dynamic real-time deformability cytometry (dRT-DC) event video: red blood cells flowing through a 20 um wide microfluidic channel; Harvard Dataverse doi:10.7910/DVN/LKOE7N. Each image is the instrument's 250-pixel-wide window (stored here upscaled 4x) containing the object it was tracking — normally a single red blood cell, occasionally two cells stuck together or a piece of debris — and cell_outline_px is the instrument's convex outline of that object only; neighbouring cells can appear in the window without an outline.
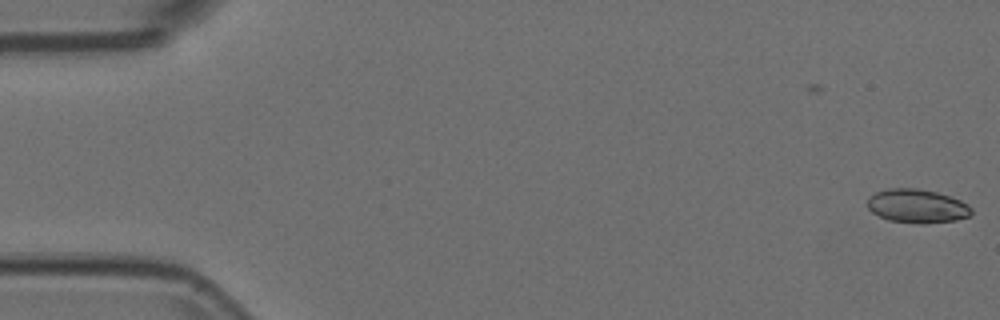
{"species": "Egyptian fruit bat (a non-hibernating species)", "species_latin": "Rousettus aegyptiacus", "temperature_condition": "room temperature", "stored_images_in_passage": 2, "camera_frame_rate_fps": 3000, "um_per_image_px": 0.085, "animal": {"sex": "female"}, "frame": {"image": 1, "passage_image": 2, "time_ms": 0.333, "image_size_px": [1000, 320], "cell_outline_px": [[972, 216], [956, 220], [888, 220], [872, 212], [868, 208], [868, 196], [876, 192], [888, 188], [916, 188], [936, 192], [960, 200], [968, 204], [972, 208]], "centroid_in_image_um": [77.94, 17.45], "position_along_channel_um": 7.1, "area_um2": 19.54}}